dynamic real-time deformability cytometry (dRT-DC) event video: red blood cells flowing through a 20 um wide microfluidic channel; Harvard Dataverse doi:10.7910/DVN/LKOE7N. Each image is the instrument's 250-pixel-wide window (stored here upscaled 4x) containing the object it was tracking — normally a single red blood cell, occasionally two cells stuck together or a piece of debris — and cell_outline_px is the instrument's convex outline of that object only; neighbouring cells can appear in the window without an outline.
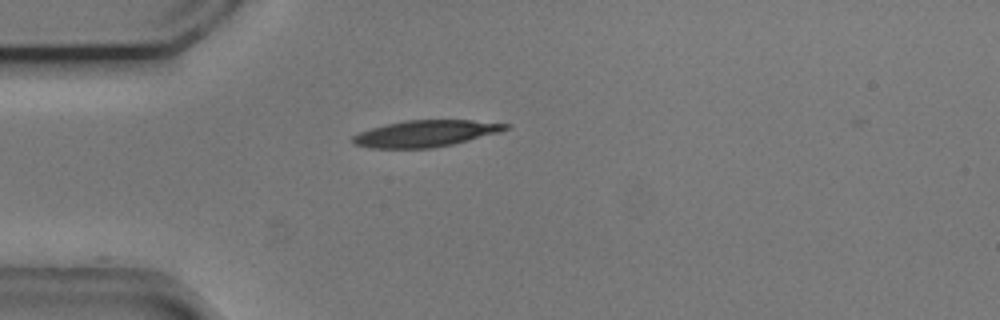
{"species": "common noctule bat (a hibernating species)", "species_latin": "Nyctalus noctula", "temperature_condition": "cold", "stored_images_in_passage": 3, "camera_frame_rate_fps": 3000, "um_per_image_px": 0.085, "animal": {"sex": "male", "body_mass_g": 20.5, "forearm_length_mm": 52.5}, "frame": {"image": 1, "passage_image": 1, "time_ms": 0.0, "image_size_px": [1000, 320], "cell_outline_px": [[512, 128], [500, 132], [452, 144], [432, 148], [368, 148], [356, 144], [352, 140], [352, 136], [360, 132], [372, 128], [404, 120], [472, 120], [512, 124]], "centroid_in_image_um": [36.23, 11.34], "position_along_channel_um": 48.8, "area_um2": 23.52}}